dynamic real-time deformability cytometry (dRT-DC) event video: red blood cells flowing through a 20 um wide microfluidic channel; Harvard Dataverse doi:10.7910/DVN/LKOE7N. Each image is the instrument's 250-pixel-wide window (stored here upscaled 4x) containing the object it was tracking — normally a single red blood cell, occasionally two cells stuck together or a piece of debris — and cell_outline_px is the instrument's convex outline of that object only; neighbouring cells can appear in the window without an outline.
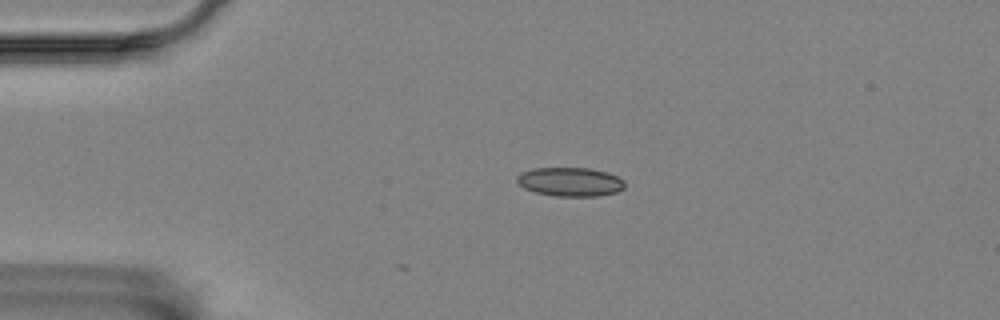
{"species": "Egyptian fruit bat (a non-hibernating species)", "species_latin": "Rousettus aegyptiacus", "temperature_condition": "room temperature", "stored_images_in_passage": 5, "camera_frame_rate_fps": 3000, "um_per_image_px": 0.085, "animal": {"sex": "female"}, "frame": {"image": 1, "passage_image": 1, "time_ms": 0.0, "image_size_px": [1000, 320], "cell_outline_px": [[624, 188], [616, 192], [596, 196], [556, 196], [536, 192], [524, 188], [516, 180], [516, 176], [520, 172], [532, 168], [592, 168], [608, 172], [624, 180]], "centroid_in_image_um": [48.45, 15.44], "position_along_channel_um": 36.5, "area_um2": 18.21}}